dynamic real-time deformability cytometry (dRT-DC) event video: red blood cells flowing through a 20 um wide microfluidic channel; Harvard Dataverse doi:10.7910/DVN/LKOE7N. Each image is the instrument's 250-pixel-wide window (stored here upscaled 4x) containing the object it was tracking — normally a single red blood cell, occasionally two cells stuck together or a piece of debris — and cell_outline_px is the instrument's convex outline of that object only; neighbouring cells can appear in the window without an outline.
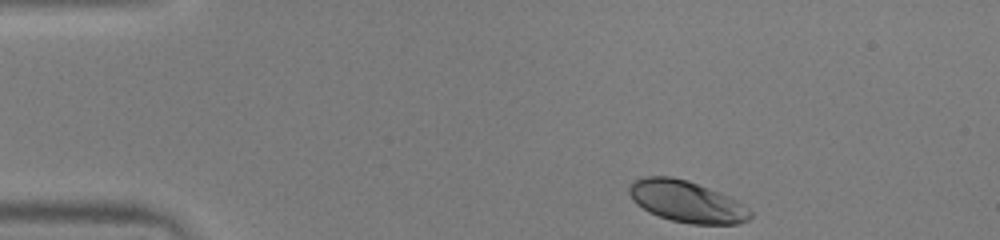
{"species": "human", "species_latin": "Homo sapiens", "temperature_condition": "warm", "stored_images_in_passage": 44, "camera_frame_rate_fps": 3000, "um_per_image_px": 0.085, "donor": {"sex": "male"}, "frame": {"image": 1, "passage_image": 1, "time_ms": 0.0, "image_size_px": [1000, 240], "cell_outline_px": [[752, 216], [748, 220], [740, 224], [692, 224], [672, 220], [648, 212], [636, 204], [632, 200], [628, 192], [628, 188], [632, 180], [644, 176], [672, 176], [688, 180], [728, 196], [736, 200], [752, 212]], "centroid_in_image_um": [58.32, 17.12], "position_along_channel_um": 26.7, "area_um2": 29.36}}
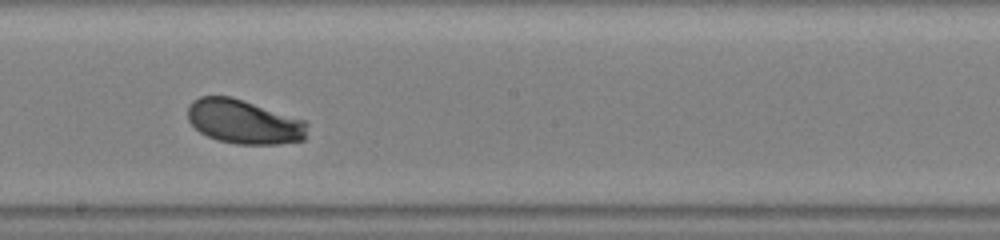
{"frame": {"image": 2, "passage_image": 22, "time_ms": 7.0, "image_size_px": [1000, 240], "cell_outline_px": [[308, 124], [304, 140], [276, 144], [236, 144], [216, 140], [200, 132], [188, 120], [188, 104], [192, 100], [200, 96], [232, 96], [304, 120]], "centroid_in_image_um": [20.71, 10.34], "position_along_channel_um": 227.5, "area_um2": 30.81}}
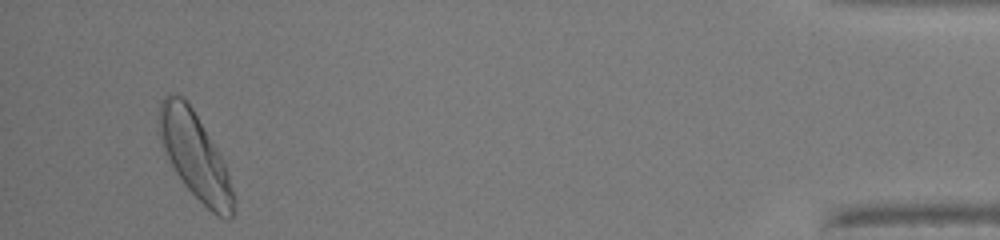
{"frame": {"image": 3, "passage_image": 42, "time_ms": 13.667, "image_size_px": [1000, 240], "cell_outline_px": [[236, 200], [232, 216], [228, 220], [212, 212], [184, 184], [176, 172], [164, 148], [160, 136], [160, 100], [164, 96], [180, 96], [192, 108], [224, 160]], "centroid_in_image_um": [16.63, 13.29], "position_along_channel_um": 418.6, "area_um2": 36.24}, "authors_computed_cell_mechanics": {"area_um2": 30.923, "velocity_mm_per_s": 3.9668, "shape_relaxation_time_tau1_ms": 1.5679, "shape_relaxation_time_tau2_ms": null, "deformation_change_tau1": 0.1159, "deformation_change_tau2": null}}